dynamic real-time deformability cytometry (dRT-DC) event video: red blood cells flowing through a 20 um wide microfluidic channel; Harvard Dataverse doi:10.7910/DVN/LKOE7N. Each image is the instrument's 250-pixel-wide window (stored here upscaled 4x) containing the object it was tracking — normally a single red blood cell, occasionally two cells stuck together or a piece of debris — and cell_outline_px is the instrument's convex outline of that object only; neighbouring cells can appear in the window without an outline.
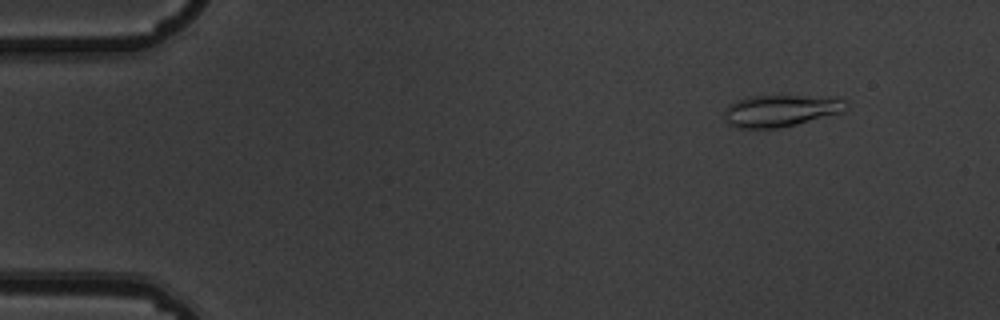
{"species": "common noctule bat (a hibernating species)", "species_latin": "Nyctalus noctula", "temperature_condition": "warm", "stored_images_in_passage": 6, "camera_frame_rate_fps": 3000, "um_per_image_px": 0.085, "animal": {"sex": "male", "body_mass_g": 19.5, "forearm_length_mm": 54.6}, "frame": {"image": 1, "passage_image": 2, "time_ms": 0.333, "image_size_px": [1000, 320], "cell_outline_px": [[848, 108], [844, 112], [780, 128], [736, 128], [728, 124], [724, 120], [724, 112], [728, 104], [736, 100], [748, 96], [780, 92], [836, 96], [844, 100], [848, 104]], "centroid_in_image_um": [66.4, 9.33], "position_along_channel_um": 18.6, "area_um2": 24.28}}
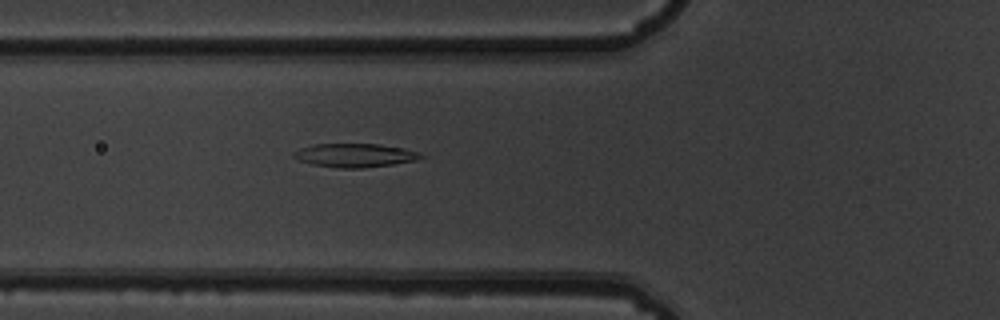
{"frame": {"image": 2, "passage_image": 6, "time_ms": 1.667, "image_size_px": [1000, 320], "cell_outline_px": [[428, 156], [416, 160], [392, 164], [364, 168], [336, 168], [312, 164], [300, 160], [292, 156], [292, 152], [300, 148], [316, 144], [380, 144], [404, 148], [420, 152]], "centroid_in_image_um": [30.2, 13.2], "position_along_channel_um": 95.6, "area_um2": 17.63}}